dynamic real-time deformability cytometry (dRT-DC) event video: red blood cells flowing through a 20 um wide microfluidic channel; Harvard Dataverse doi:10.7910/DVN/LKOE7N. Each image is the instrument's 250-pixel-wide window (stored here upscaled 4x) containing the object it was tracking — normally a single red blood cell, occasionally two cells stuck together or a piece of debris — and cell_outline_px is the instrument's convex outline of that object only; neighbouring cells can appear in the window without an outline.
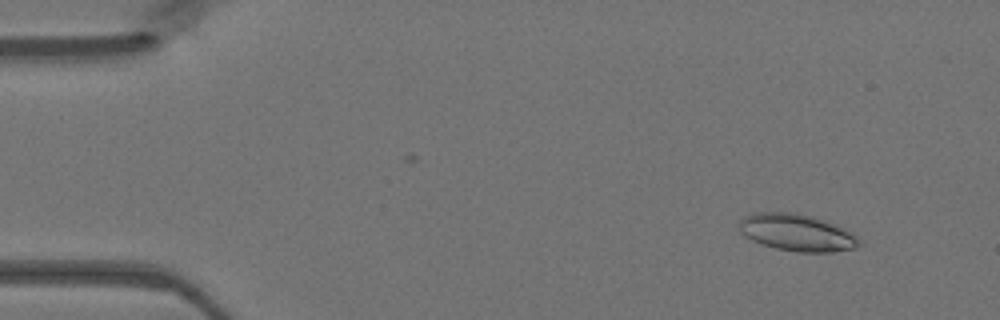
{"species": "Egyptian fruit bat (a non-hibernating species)", "species_latin": "Rousettus aegyptiacus", "temperature_condition": "warm", "stored_images_in_passage": 37, "camera_frame_rate_fps": 3000, "um_per_image_px": 0.085, "animal": {"sex": "female"}, "frame": {"image": 1, "passage_image": 1, "time_ms": 0.0, "image_size_px": [1000, 320], "cell_outline_px": [[860, 244], [856, 248], [832, 252], [796, 252], [776, 248], [760, 244], [744, 236], [740, 232], [736, 224], [744, 216], [756, 212], [796, 212], [812, 216], [824, 220], [856, 236], [860, 240]], "centroid_in_image_um": [67.65, 19.77], "position_along_channel_um": 17.3, "area_um2": 25.89}}
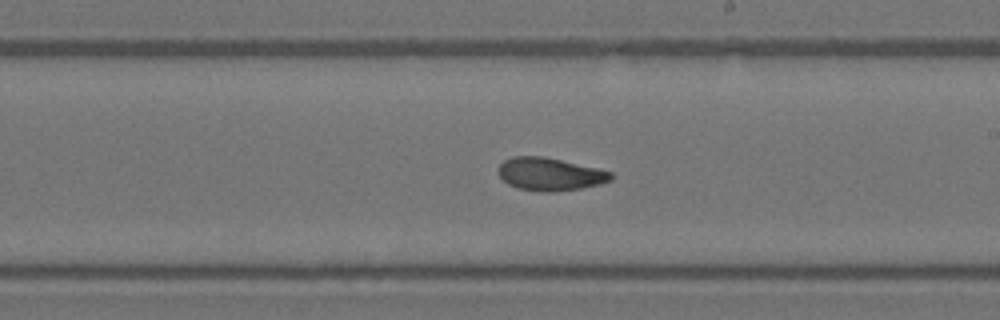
{"frame": {"image": 2, "passage_image": 24, "time_ms": 7.667, "image_size_px": [1000, 320], "cell_outline_px": [[612, 180], [600, 184], [580, 188], [552, 192], [540, 192], [516, 188], [508, 184], [496, 172], [496, 168], [504, 160], [512, 156], [544, 156], [600, 168], [612, 172]], "centroid_in_image_um": [46.72, 14.79], "position_along_channel_um": 242.3, "area_um2": 21.91}}
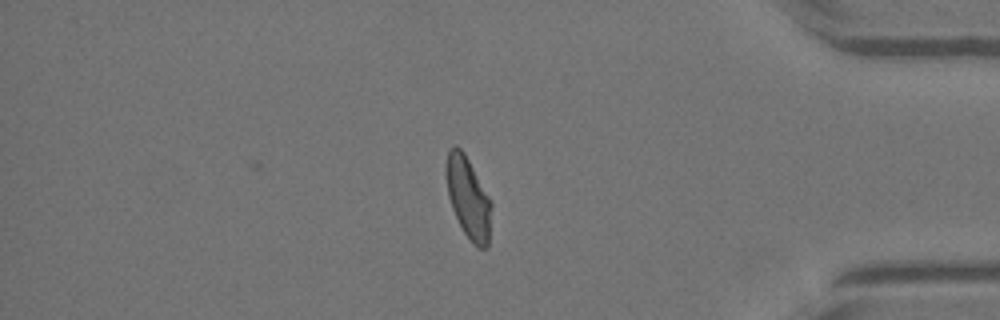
{"frame": {"image": 3, "passage_image": 37, "time_ms": 12.0, "image_size_px": [1000, 320], "cell_outline_px": [[492, 204], [488, 248], [476, 248], [472, 244], [464, 232], [452, 208], [448, 196], [444, 172], [444, 164], [448, 148], [452, 144], [456, 144], [464, 152], [492, 200]], "centroid_in_image_um": [39.78, 16.76], "position_along_channel_um": 395.4, "area_um2": 22.08}}